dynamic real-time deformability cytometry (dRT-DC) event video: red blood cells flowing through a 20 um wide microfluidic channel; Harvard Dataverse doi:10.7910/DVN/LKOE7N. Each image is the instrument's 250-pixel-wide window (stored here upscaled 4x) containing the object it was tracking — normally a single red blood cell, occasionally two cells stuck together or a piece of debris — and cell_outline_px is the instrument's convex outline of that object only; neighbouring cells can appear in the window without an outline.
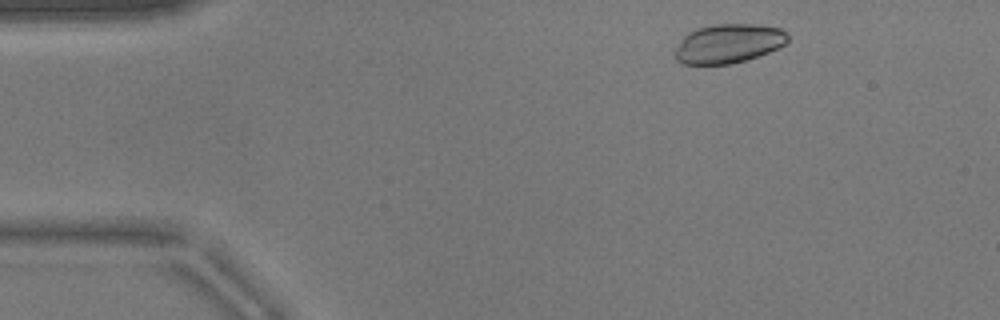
{"species": "common noctule bat (a hibernating species)", "species_latin": "Nyctalus noctula", "temperature_condition": "warm", "stored_images_in_passage": 11, "camera_frame_rate_fps": 3000, "um_per_image_px": 0.085, "animal": {"sex": "male", "body_mass_g": 17.9}, "frame": {"image": 1, "passage_image": 4, "time_ms": 1.0, "image_size_px": [1000, 320], "cell_outline_px": [[788, 40], [784, 44], [768, 52], [732, 64], [684, 64], [676, 60], [676, 48], [680, 40], [688, 32], [696, 28], [712, 24], [752, 24], [780, 28], [788, 36]], "centroid_in_image_um": [61.88, 3.69], "position_along_channel_um": 23.1, "area_um2": 25.49}}